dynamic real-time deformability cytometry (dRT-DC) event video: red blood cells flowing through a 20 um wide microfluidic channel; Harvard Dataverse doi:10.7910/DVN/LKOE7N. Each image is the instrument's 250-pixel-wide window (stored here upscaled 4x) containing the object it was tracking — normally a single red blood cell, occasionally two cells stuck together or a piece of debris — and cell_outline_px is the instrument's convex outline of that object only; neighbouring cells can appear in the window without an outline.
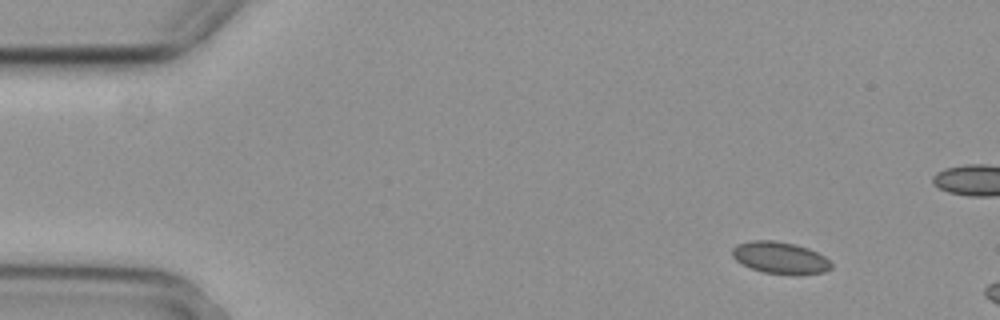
{"species": "common noctule bat (a hibernating species)", "species_latin": "Nyctalus noctula", "temperature_condition": "cold", "stored_images_in_passage": 3, "camera_frame_rate_fps": 3000, "um_per_image_px": 0.085, "animal": {"sex": "female", "body_mass_g": 29.2, "forearm_length_mm": 56.3}, "frame": {"image": 1, "passage_image": 1, "time_ms": 0.0, "image_size_px": [1000, 320], "cell_outline_px": [[832, 268], [824, 272], [796, 276], [764, 272], [752, 268], [736, 260], [732, 256], [732, 248], [736, 244], [752, 240], [776, 240], [796, 244], [808, 248], [824, 256], [832, 264]], "centroid_in_image_um": [66.33, 21.91], "position_along_channel_um": 18.7, "area_um2": 18.61}}